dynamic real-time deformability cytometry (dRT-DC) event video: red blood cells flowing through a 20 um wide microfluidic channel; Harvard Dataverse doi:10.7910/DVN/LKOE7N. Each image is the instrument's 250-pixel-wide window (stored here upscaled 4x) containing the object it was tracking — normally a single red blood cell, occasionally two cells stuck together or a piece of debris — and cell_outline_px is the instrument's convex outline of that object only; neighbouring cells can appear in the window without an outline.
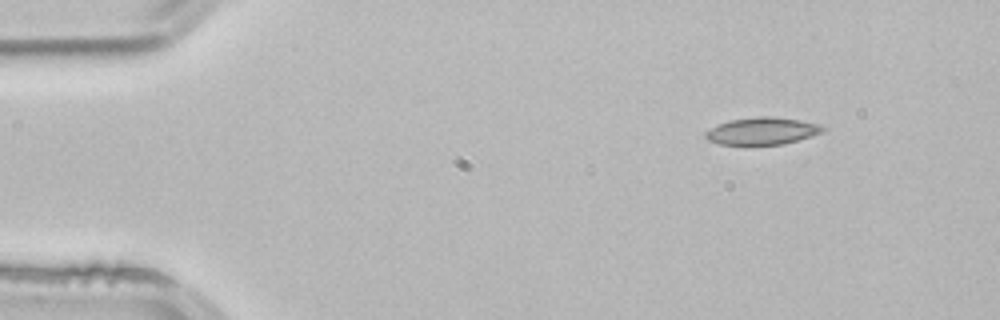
{"species": "common noctule bat (a hibernating species)", "species_latin": "Nyctalus noctula", "temperature_condition": "room temperature", "stored_images_in_passage": 3, "camera_frame_rate_fps": 3000, "um_per_image_px": 0.085, "animal": {"sex": "male", "body_mass_g": 21.5, "forearm_length_mm": 52.0}, "frame": {"image": 1, "passage_image": 1, "time_ms": 0.0, "image_size_px": [1000, 320], "cell_outline_px": [[828, 128], [824, 132], [812, 136], [784, 144], [720, 144], [708, 140], [704, 136], [704, 132], [720, 124], [732, 120], [760, 116], [772, 116], [800, 120], [820, 124]], "centroid_in_image_um": [64.86, 11.13], "position_along_channel_um": 20.1, "area_um2": 18.5}}
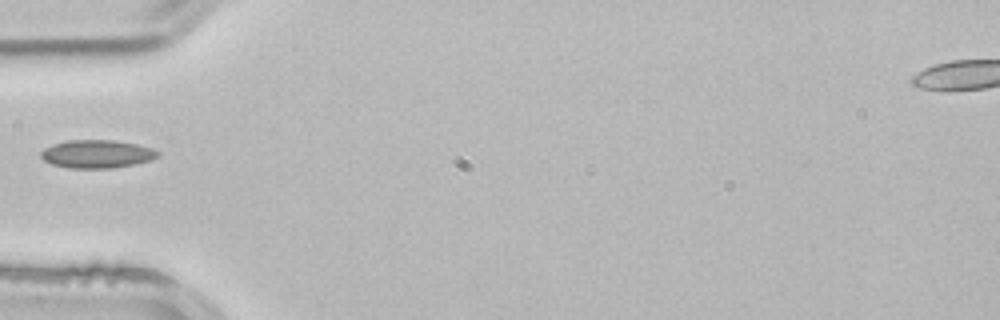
{"frame": {"image": 2, "passage_image": 3, "time_ms": 0.667, "image_size_px": [1000, 320], "cell_outline_px": [[160, 156], [148, 160], [132, 164], [112, 168], [68, 168], [52, 164], [44, 160], [40, 156], [40, 152], [44, 148], [52, 144], [68, 140], [112, 140], [136, 144], [152, 148], [160, 152]], "centroid_in_image_um": [8.2, 13.08], "position_along_channel_um": 76.8, "area_um2": 19.07}}